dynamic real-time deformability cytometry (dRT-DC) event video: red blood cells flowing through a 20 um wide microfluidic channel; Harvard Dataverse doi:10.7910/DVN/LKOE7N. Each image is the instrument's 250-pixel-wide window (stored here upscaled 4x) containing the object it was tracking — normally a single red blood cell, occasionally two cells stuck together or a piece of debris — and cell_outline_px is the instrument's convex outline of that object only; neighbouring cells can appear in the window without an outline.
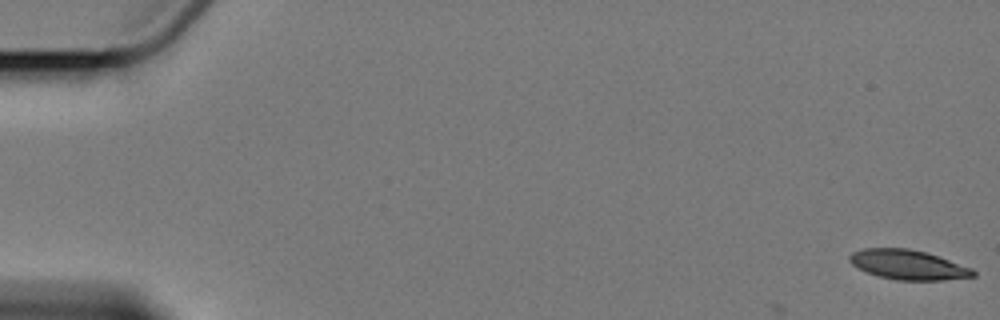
{"species": "Egyptian fruit bat (a non-hibernating species)", "species_latin": "Rousettus aegyptiacus", "temperature_condition": "cold", "stored_images_in_passage": 5, "camera_frame_rate_fps": 3000, "um_per_image_px": 0.085, "animal": {"sex": "female"}, "frame": {"image": 1, "passage_image": 1, "time_ms": 0.0, "image_size_px": [1000, 320], "cell_outline_px": [[976, 276], [944, 280], [896, 280], [880, 276], [868, 272], [852, 264], [848, 260], [848, 256], [852, 252], [864, 248], [908, 248], [924, 252], [972, 268], [976, 272]], "centroid_in_image_um": [77.18, 22.5], "position_along_channel_um": 7.8, "area_um2": 21.1}}